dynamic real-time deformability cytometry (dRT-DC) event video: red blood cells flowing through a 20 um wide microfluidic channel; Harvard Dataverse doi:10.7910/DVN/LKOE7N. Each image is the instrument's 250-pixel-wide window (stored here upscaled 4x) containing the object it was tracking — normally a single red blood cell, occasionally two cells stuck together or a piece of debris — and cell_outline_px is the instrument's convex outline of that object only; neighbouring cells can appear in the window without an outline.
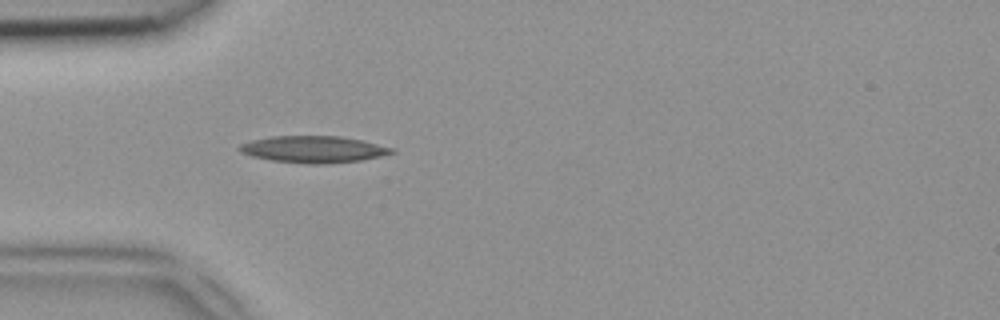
{"species": "common noctule bat (a hibernating species)", "species_latin": "Nyctalus noctula", "temperature_condition": "room temperature", "stored_images_in_passage": 41, "camera_frame_rate_fps": 3000, "um_per_image_px": 0.085, "animal": {"sex": "female", "body_mass_g": 18.4}, "frame": {"image": 1, "passage_image": 7, "time_ms": 2.0, "image_size_px": [1000, 320], "cell_outline_px": [[396, 152], [380, 156], [360, 160], [324, 164], [308, 164], [272, 160], [252, 156], [240, 152], [236, 148], [240, 144], [252, 140], [272, 136], [340, 136], [360, 140], [396, 148]], "centroid_in_image_um": [26.64, 12.69], "position_along_channel_um": 58.4, "area_um2": 23.7}}
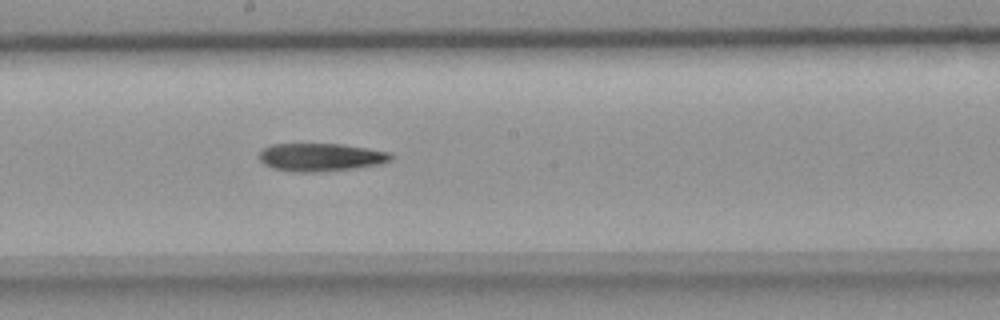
{"frame": {"image": 2, "passage_image": 19, "time_ms": 6.0, "image_size_px": [1000, 320], "cell_outline_px": [[392, 160], [380, 164], [352, 168], [316, 172], [296, 172], [272, 168], [264, 164], [260, 160], [260, 152], [264, 148], [272, 144], [340, 144], [368, 148], [388, 152], [392, 156]], "centroid_in_image_um": [27.25, 13.36], "position_along_channel_um": 221.0, "area_um2": 21.27}}
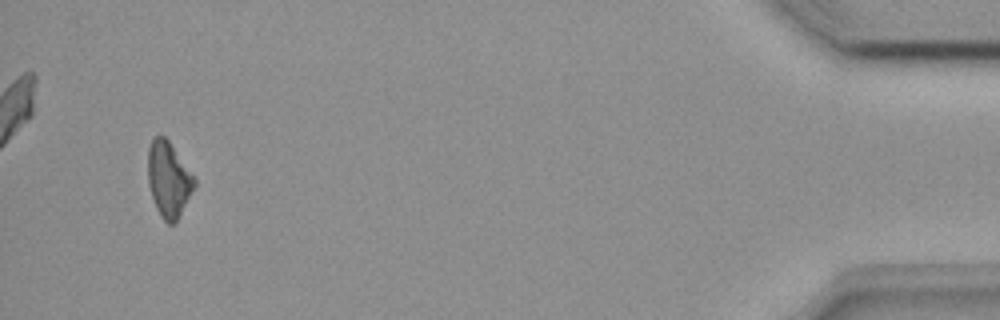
{"frame": {"image": 3, "passage_image": 39, "time_ms": 12.667, "image_size_px": [1000, 320], "cell_outline_px": [[196, 184], [176, 220], [172, 224], [168, 224], [160, 216], [156, 208], [148, 184], [148, 148], [152, 140], [156, 136], [164, 136], [168, 140], [196, 176]], "centroid_in_image_um": [14.34, 15.22], "position_along_channel_um": 420.9, "area_um2": 20.29}}